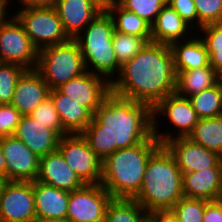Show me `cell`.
<instances>
[{"mask_svg":"<svg viewBox=\"0 0 222 222\" xmlns=\"http://www.w3.org/2000/svg\"><path fill=\"white\" fill-rule=\"evenodd\" d=\"M57 89L94 114L111 93V84L104 77L86 71Z\"/></svg>","mask_w":222,"mask_h":222,"instance_id":"cell-14","label":"cell"},{"mask_svg":"<svg viewBox=\"0 0 222 222\" xmlns=\"http://www.w3.org/2000/svg\"><path fill=\"white\" fill-rule=\"evenodd\" d=\"M13 135L39 158L55 152L60 139L53 130L44 127L29 115L21 116Z\"/></svg>","mask_w":222,"mask_h":222,"instance_id":"cell-19","label":"cell"},{"mask_svg":"<svg viewBox=\"0 0 222 222\" xmlns=\"http://www.w3.org/2000/svg\"><path fill=\"white\" fill-rule=\"evenodd\" d=\"M36 181L68 192L85 185L58 150L40 158Z\"/></svg>","mask_w":222,"mask_h":222,"instance_id":"cell-17","label":"cell"},{"mask_svg":"<svg viewBox=\"0 0 222 222\" xmlns=\"http://www.w3.org/2000/svg\"><path fill=\"white\" fill-rule=\"evenodd\" d=\"M166 3L167 0H123L120 5L128 11L134 12L152 26Z\"/></svg>","mask_w":222,"mask_h":222,"instance_id":"cell-35","label":"cell"},{"mask_svg":"<svg viewBox=\"0 0 222 222\" xmlns=\"http://www.w3.org/2000/svg\"><path fill=\"white\" fill-rule=\"evenodd\" d=\"M114 31L112 16L103 10L74 38L81 50L86 71L102 76L110 83L121 68L112 43Z\"/></svg>","mask_w":222,"mask_h":222,"instance_id":"cell-5","label":"cell"},{"mask_svg":"<svg viewBox=\"0 0 222 222\" xmlns=\"http://www.w3.org/2000/svg\"><path fill=\"white\" fill-rule=\"evenodd\" d=\"M112 199L101 184H85L69 192L66 218L72 222H104Z\"/></svg>","mask_w":222,"mask_h":222,"instance_id":"cell-11","label":"cell"},{"mask_svg":"<svg viewBox=\"0 0 222 222\" xmlns=\"http://www.w3.org/2000/svg\"><path fill=\"white\" fill-rule=\"evenodd\" d=\"M94 1L98 6H100L103 10L107 9V0H92Z\"/></svg>","mask_w":222,"mask_h":222,"instance_id":"cell-44","label":"cell"},{"mask_svg":"<svg viewBox=\"0 0 222 222\" xmlns=\"http://www.w3.org/2000/svg\"><path fill=\"white\" fill-rule=\"evenodd\" d=\"M149 42H151V38H142L135 35L119 33L117 31H114L112 36L114 52L121 65L131 60Z\"/></svg>","mask_w":222,"mask_h":222,"instance_id":"cell-31","label":"cell"},{"mask_svg":"<svg viewBox=\"0 0 222 222\" xmlns=\"http://www.w3.org/2000/svg\"><path fill=\"white\" fill-rule=\"evenodd\" d=\"M38 53L23 26L12 14L8 15L0 24V62L35 69Z\"/></svg>","mask_w":222,"mask_h":222,"instance_id":"cell-9","label":"cell"},{"mask_svg":"<svg viewBox=\"0 0 222 222\" xmlns=\"http://www.w3.org/2000/svg\"><path fill=\"white\" fill-rule=\"evenodd\" d=\"M182 197V172L168 148L160 145L151 154L142 186L133 199L153 214L170 211Z\"/></svg>","mask_w":222,"mask_h":222,"instance_id":"cell-3","label":"cell"},{"mask_svg":"<svg viewBox=\"0 0 222 222\" xmlns=\"http://www.w3.org/2000/svg\"><path fill=\"white\" fill-rule=\"evenodd\" d=\"M64 31L74 39L103 9L92 0H57L54 5Z\"/></svg>","mask_w":222,"mask_h":222,"instance_id":"cell-18","label":"cell"},{"mask_svg":"<svg viewBox=\"0 0 222 222\" xmlns=\"http://www.w3.org/2000/svg\"><path fill=\"white\" fill-rule=\"evenodd\" d=\"M34 222H72L70 219L64 218H53V219H40L36 218Z\"/></svg>","mask_w":222,"mask_h":222,"instance_id":"cell-43","label":"cell"},{"mask_svg":"<svg viewBox=\"0 0 222 222\" xmlns=\"http://www.w3.org/2000/svg\"><path fill=\"white\" fill-rule=\"evenodd\" d=\"M164 145L174 156L182 174L222 167V157L219 154L194 143L188 137L174 138Z\"/></svg>","mask_w":222,"mask_h":222,"instance_id":"cell-15","label":"cell"},{"mask_svg":"<svg viewBox=\"0 0 222 222\" xmlns=\"http://www.w3.org/2000/svg\"><path fill=\"white\" fill-rule=\"evenodd\" d=\"M151 222H180L170 211L150 214Z\"/></svg>","mask_w":222,"mask_h":222,"instance_id":"cell-41","label":"cell"},{"mask_svg":"<svg viewBox=\"0 0 222 222\" xmlns=\"http://www.w3.org/2000/svg\"><path fill=\"white\" fill-rule=\"evenodd\" d=\"M150 214L134 199H112L104 222H149Z\"/></svg>","mask_w":222,"mask_h":222,"instance_id":"cell-28","label":"cell"},{"mask_svg":"<svg viewBox=\"0 0 222 222\" xmlns=\"http://www.w3.org/2000/svg\"><path fill=\"white\" fill-rule=\"evenodd\" d=\"M57 0H17L19 8L54 7Z\"/></svg>","mask_w":222,"mask_h":222,"instance_id":"cell-40","label":"cell"},{"mask_svg":"<svg viewBox=\"0 0 222 222\" xmlns=\"http://www.w3.org/2000/svg\"><path fill=\"white\" fill-rule=\"evenodd\" d=\"M123 0H107V8L113 5H119Z\"/></svg>","mask_w":222,"mask_h":222,"instance_id":"cell-46","label":"cell"},{"mask_svg":"<svg viewBox=\"0 0 222 222\" xmlns=\"http://www.w3.org/2000/svg\"><path fill=\"white\" fill-rule=\"evenodd\" d=\"M208 200L182 197L170 210L180 222H202Z\"/></svg>","mask_w":222,"mask_h":222,"instance_id":"cell-32","label":"cell"},{"mask_svg":"<svg viewBox=\"0 0 222 222\" xmlns=\"http://www.w3.org/2000/svg\"><path fill=\"white\" fill-rule=\"evenodd\" d=\"M26 69L13 63L0 62V104H10L15 85Z\"/></svg>","mask_w":222,"mask_h":222,"instance_id":"cell-33","label":"cell"},{"mask_svg":"<svg viewBox=\"0 0 222 222\" xmlns=\"http://www.w3.org/2000/svg\"><path fill=\"white\" fill-rule=\"evenodd\" d=\"M198 15V30L222 22V0H194Z\"/></svg>","mask_w":222,"mask_h":222,"instance_id":"cell-36","label":"cell"},{"mask_svg":"<svg viewBox=\"0 0 222 222\" xmlns=\"http://www.w3.org/2000/svg\"><path fill=\"white\" fill-rule=\"evenodd\" d=\"M196 33L206 46L209 65L222 76V22L203 26Z\"/></svg>","mask_w":222,"mask_h":222,"instance_id":"cell-30","label":"cell"},{"mask_svg":"<svg viewBox=\"0 0 222 222\" xmlns=\"http://www.w3.org/2000/svg\"><path fill=\"white\" fill-rule=\"evenodd\" d=\"M152 134V108L112 92L81 133L102 161L116 150L146 141Z\"/></svg>","mask_w":222,"mask_h":222,"instance_id":"cell-1","label":"cell"},{"mask_svg":"<svg viewBox=\"0 0 222 222\" xmlns=\"http://www.w3.org/2000/svg\"><path fill=\"white\" fill-rule=\"evenodd\" d=\"M167 4H169L195 32L198 31V15L194 0H167Z\"/></svg>","mask_w":222,"mask_h":222,"instance_id":"cell-38","label":"cell"},{"mask_svg":"<svg viewBox=\"0 0 222 222\" xmlns=\"http://www.w3.org/2000/svg\"><path fill=\"white\" fill-rule=\"evenodd\" d=\"M50 90L86 72L83 56L75 39L42 48L35 68Z\"/></svg>","mask_w":222,"mask_h":222,"instance_id":"cell-6","label":"cell"},{"mask_svg":"<svg viewBox=\"0 0 222 222\" xmlns=\"http://www.w3.org/2000/svg\"><path fill=\"white\" fill-rule=\"evenodd\" d=\"M57 150L84 184H100L102 160L81 134L64 135L59 139Z\"/></svg>","mask_w":222,"mask_h":222,"instance_id":"cell-10","label":"cell"},{"mask_svg":"<svg viewBox=\"0 0 222 222\" xmlns=\"http://www.w3.org/2000/svg\"><path fill=\"white\" fill-rule=\"evenodd\" d=\"M1 147L6 163V181H35L40 158L14 135L2 136Z\"/></svg>","mask_w":222,"mask_h":222,"instance_id":"cell-13","label":"cell"},{"mask_svg":"<svg viewBox=\"0 0 222 222\" xmlns=\"http://www.w3.org/2000/svg\"><path fill=\"white\" fill-rule=\"evenodd\" d=\"M49 97L58 112L62 128L68 134H81L91 123L93 114L58 89L50 90Z\"/></svg>","mask_w":222,"mask_h":222,"instance_id":"cell-21","label":"cell"},{"mask_svg":"<svg viewBox=\"0 0 222 222\" xmlns=\"http://www.w3.org/2000/svg\"><path fill=\"white\" fill-rule=\"evenodd\" d=\"M36 217L40 219L64 218L67 213L69 192L33 181Z\"/></svg>","mask_w":222,"mask_h":222,"instance_id":"cell-23","label":"cell"},{"mask_svg":"<svg viewBox=\"0 0 222 222\" xmlns=\"http://www.w3.org/2000/svg\"><path fill=\"white\" fill-rule=\"evenodd\" d=\"M112 16L115 31L142 38H151V26L134 12L124 9L120 4L106 9Z\"/></svg>","mask_w":222,"mask_h":222,"instance_id":"cell-27","label":"cell"},{"mask_svg":"<svg viewBox=\"0 0 222 222\" xmlns=\"http://www.w3.org/2000/svg\"><path fill=\"white\" fill-rule=\"evenodd\" d=\"M216 200L222 203V173H221V178H220L219 192H218V196Z\"/></svg>","mask_w":222,"mask_h":222,"instance_id":"cell-45","label":"cell"},{"mask_svg":"<svg viewBox=\"0 0 222 222\" xmlns=\"http://www.w3.org/2000/svg\"><path fill=\"white\" fill-rule=\"evenodd\" d=\"M50 89L36 69H26L18 79L11 105L22 116L30 115L45 99Z\"/></svg>","mask_w":222,"mask_h":222,"instance_id":"cell-16","label":"cell"},{"mask_svg":"<svg viewBox=\"0 0 222 222\" xmlns=\"http://www.w3.org/2000/svg\"><path fill=\"white\" fill-rule=\"evenodd\" d=\"M21 116L20 112L11 104H0V135H13Z\"/></svg>","mask_w":222,"mask_h":222,"instance_id":"cell-37","label":"cell"},{"mask_svg":"<svg viewBox=\"0 0 222 222\" xmlns=\"http://www.w3.org/2000/svg\"><path fill=\"white\" fill-rule=\"evenodd\" d=\"M33 181H4L0 188V222L36 220Z\"/></svg>","mask_w":222,"mask_h":222,"instance_id":"cell-12","label":"cell"},{"mask_svg":"<svg viewBox=\"0 0 222 222\" xmlns=\"http://www.w3.org/2000/svg\"><path fill=\"white\" fill-rule=\"evenodd\" d=\"M15 8L11 14L23 26L28 38L40 51L42 48L68 41L70 38L64 31L54 7Z\"/></svg>","mask_w":222,"mask_h":222,"instance_id":"cell-8","label":"cell"},{"mask_svg":"<svg viewBox=\"0 0 222 222\" xmlns=\"http://www.w3.org/2000/svg\"><path fill=\"white\" fill-rule=\"evenodd\" d=\"M0 179L6 181V163L3 154V150L1 147V139H0Z\"/></svg>","mask_w":222,"mask_h":222,"instance_id":"cell-42","label":"cell"},{"mask_svg":"<svg viewBox=\"0 0 222 222\" xmlns=\"http://www.w3.org/2000/svg\"><path fill=\"white\" fill-rule=\"evenodd\" d=\"M202 222H222V203L217 200L208 201L202 217Z\"/></svg>","mask_w":222,"mask_h":222,"instance_id":"cell-39","label":"cell"},{"mask_svg":"<svg viewBox=\"0 0 222 222\" xmlns=\"http://www.w3.org/2000/svg\"><path fill=\"white\" fill-rule=\"evenodd\" d=\"M169 5L165 4L151 26V42L171 45L191 38L196 32Z\"/></svg>","mask_w":222,"mask_h":222,"instance_id":"cell-20","label":"cell"},{"mask_svg":"<svg viewBox=\"0 0 222 222\" xmlns=\"http://www.w3.org/2000/svg\"><path fill=\"white\" fill-rule=\"evenodd\" d=\"M153 136L164 145L171 139L178 137H188L193 131L194 126L199 121L196 111L193 109L192 104L188 98L181 97L176 93L170 94L161 100L153 109ZM166 121V126L161 131L159 123ZM166 117V118H165ZM167 127H172L171 129ZM173 130V131H172ZM170 131V132H168Z\"/></svg>","mask_w":222,"mask_h":222,"instance_id":"cell-7","label":"cell"},{"mask_svg":"<svg viewBox=\"0 0 222 222\" xmlns=\"http://www.w3.org/2000/svg\"><path fill=\"white\" fill-rule=\"evenodd\" d=\"M175 71H188L209 66V54L203 40L196 33L191 38L170 45Z\"/></svg>","mask_w":222,"mask_h":222,"instance_id":"cell-24","label":"cell"},{"mask_svg":"<svg viewBox=\"0 0 222 222\" xmlns=\"http://www.w3.org/2000/svg\"><path fill=\"white\" fill-rule=\"evenodd\" d=\"M222 167L182 174L184 197L215 201L220 187Z\"/></svg>","mask_w":222,"mask_h":222,"instance_id":"cell-22","label":"cell"},{"mask_svg":"<svg viewBox=\"0 0 222 222\" xmlns=\"http://www.w3.org/2000/svg\"><path fill=\"white\" fill-rule=\"evenodd\" d=\"M29 116L44 127L53 130L60 138L68 134L62 128L58 112L50 97L45 99Z\"/></svg>","mask_w":222,"mask_h":222,"instance_id":"cell-34","label":"cell"},{"mask_svg":"<svg viewBox=\"0 0 222 222\" xmlns=\"http://www.w3.org/2000/svg\"><path fill=\"white\" fill-rule=\"evenodd\" d=\"M3 182H4V181H3L2 179H0V188H1V185H2Z\"/></svg>","mask_w":222,"mask_h":222,"instance_id":"cell-47","label":"cell"},{"mask_svg":"<svg viewBox=\"0 0 222 222\" xmlns=\"http://www.w3.org/2000/svg\"><path fill=\"white\" fill-rule=\"evenodd\" d=\"M160 145L152 134L146 141L116 150L102 161L100 184L113 199H133L139 193L148 160Z\"/></svg>","mask_w":222,"mask_h":222,"instance_id":"cell-4","label":"cell"},{"mask_svg":"<svg viewBox=\"0 0 222 222\" xmlns=\"http://www.w3.org/2000/svg\"><path fill=\"white\" fill-rule=\"evenodd\" d=\"M176 74L175 93L185 98L215 86L222 79L211 65L188 71H176Z\"/></svg>","mask_w":222,"mask_h":222,"instance_id":"cell-25","label":"cell"},{"mask_svg":"<svg viewBox=\"0 0 222 222\" xmlns=\"http://www.w3.org/2000/svg\"><path fill=\"white\" fill-rule=\"evenodd\" d=\"M176 75L170 45L149 42L121 65L119 74L110 83L111 92L153 109L165 97L175 93Z\"/></svg>","mask_w":222,"mask_h":222,"instance_id":"cell-2","label":"cell"},{"mask_svg":"<svg viewBox=\"0 0 222 222\" xmlns=\"http://www.w3.org/2000/svg\"><path fill=\"white\" fill-rule=\"evenodd\" d=\"M199 119L221 116L222 79L215 85L188 97Z\"/></svg>","mask_w":222,"mask_h":222,"instance_id":"cell-29","label":"cell"},{"mask_svg":"<svg viewBox=\"0 0 222 222\" xmlns=\"http://www.w3.org/2000/svg\"><path fill=\"white\" fill-rule=\"evenodd\" d=\"M188 138L222 157V115L199 119Z\"/></svg>","mask_w":222,"mask_h":222,"instance_id":"cell-26","label":"cell"}]
</instances>
